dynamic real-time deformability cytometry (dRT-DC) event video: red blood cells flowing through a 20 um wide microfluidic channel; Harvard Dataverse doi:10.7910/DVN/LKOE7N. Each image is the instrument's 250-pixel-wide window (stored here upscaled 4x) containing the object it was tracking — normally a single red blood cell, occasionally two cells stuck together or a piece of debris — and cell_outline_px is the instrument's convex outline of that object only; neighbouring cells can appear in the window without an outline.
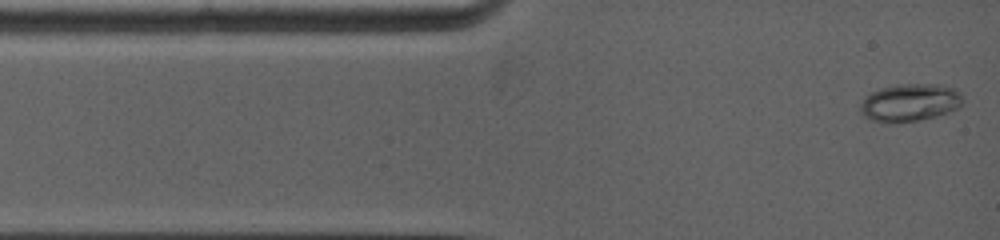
{"species": "common noctule bat (a hibernating species)", "species_latin": "Nyctalus noctula", "temperature_condition": "warm", "stored_images_in_passage": 6, "camera_frame_rate_fps": 5000, "um_per_image_px": 0.085, "animal": {"sex": "female", "body_mass_g": 19.0, "forearm_length_mm": 53.3}, "frame": {"image": 1, "passage_image": 1, "time_ms": 0.0, "image_size_px": [1000, 240], "cell_outline_px": [[964, 104], [960, 108], [936, 116], [896, 124], [888, 124], [868, 120], [860, 112], [860, 104], [864, 96], [880, 88], [896, 84], [940, 84], [952, 88], [960, 92], [964, 100]], "centroid_in_image_um": [77.32, 8.73], "position_along_channel_um": 7.7, "area_um2": 23.06}}